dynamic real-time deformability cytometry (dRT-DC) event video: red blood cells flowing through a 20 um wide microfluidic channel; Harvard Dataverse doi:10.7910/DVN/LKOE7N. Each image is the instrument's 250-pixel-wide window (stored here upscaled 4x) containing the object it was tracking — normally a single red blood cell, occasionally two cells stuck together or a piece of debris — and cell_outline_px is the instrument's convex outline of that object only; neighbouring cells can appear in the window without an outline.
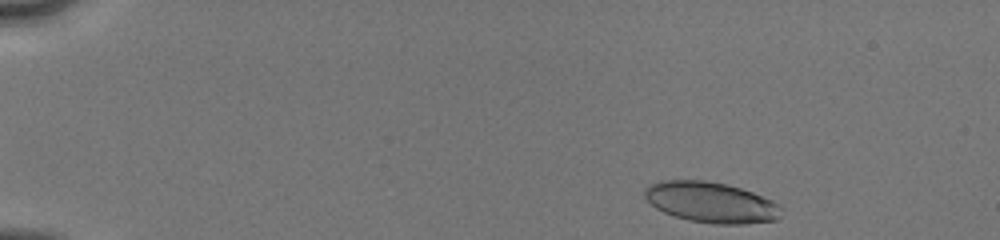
{"species": "human", "species_latin": "Homo sapiens", "temperature_condition": "cold", "stored_images_in_passage": 15, "camera_frame_rate_fps": 3000, "um_per_image_px": 0.085, "donor": {"sex": "male"}, "frame": {"image": 1, "passage_image": 1, "time_ms": 0.0, "image_size_px": [1000, 240], "cell_outline_px": [[780, 216], [776, 220], [744, 224], [716, 224], [688, 220], [664, 212], [656, 208], [644, 196], [644, 188], [648, 184], [664, 180], [704, 180], [724, 184], [740, 188], [752, 192], [772, 200], [780, 204]], "centroid_in_image_um": [60.43, 17.19], "position_along_channel_um": 24.6, "area_um2": 32.25}}
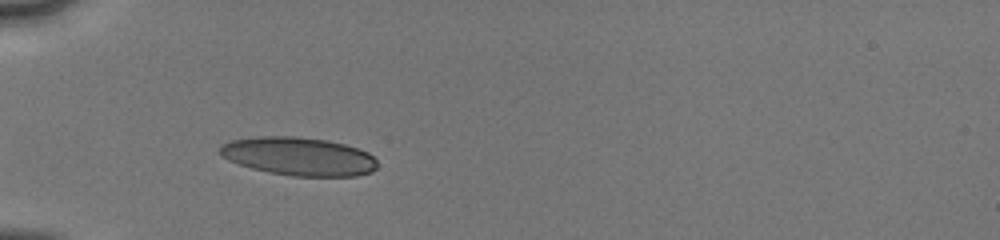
{"frame": {"image": 2, "passage_image": 14, "time_ms": 3.333, "image_size_px": [1000, 240], "cell_outline_px": [[376, 168], [372, 172], [356, 176], [292, 176], [268, 172], [252, 168], [228, 160], [220, 156], [220, 144], [228, 140], [260, 136], [296, 136], [328, 140], [344, 144], [368, 152], [376, 160]], "centroid_in_image_um": [25.36, 13.28], "position_along_channel_um": 59.6, "area_um2": 35.32}}